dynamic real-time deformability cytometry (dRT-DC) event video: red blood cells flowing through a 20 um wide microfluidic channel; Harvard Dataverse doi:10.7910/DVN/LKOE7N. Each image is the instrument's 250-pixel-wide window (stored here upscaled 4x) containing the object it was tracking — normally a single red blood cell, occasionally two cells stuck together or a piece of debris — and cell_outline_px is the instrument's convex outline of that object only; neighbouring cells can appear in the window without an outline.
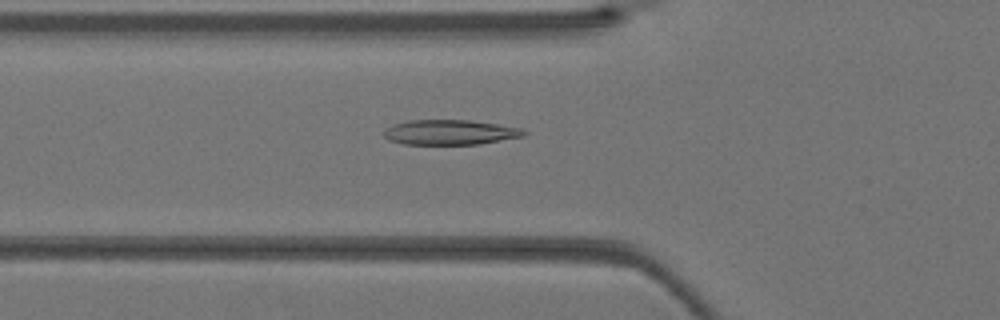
{"species": "Egyptian fruit bat (a non-hibernating species)", "species_latin": "Rousettus aegyptiacus", "temperature_condition": "warm", "stored_images_in_passage": 30, "camera_frame_rate_fps": 3000, "um_per_image_px": 0.085, "animal": {"sex": "female"}, "frame": {"image": 1, "passage_image": 5, "time_ms": 1.333, "image_size_px": [1000, 320], "cell_outline_px": [[528, 132], [524, 136], [480, 144], [404, 144], [388, 140], [384, 136], [384, 128], [408, 120], [468, 120], [496, 124], [520, 128]], "centroid_in_image_um": [38.24, 11.25], "position_along_channel_um": 87.6, "area_um2": 20.29}}
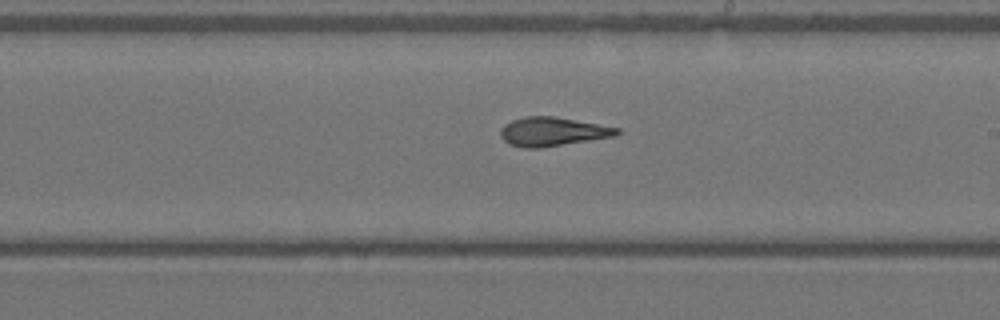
{"frame": {"image": 2, "passage_image": 14, "time_ms": 4.333, "image_size_px": [1000, 320], "cell_outline_px": [[620, 132], [616, 136], [540, 148], [524, 148], [508, 144], [500, 136], [500, 128], [504, 124], [512, 120], [524, 116], [552, 116], [620, 128]], "centroid_in_image_um": [46.93, 11.19], "position_along_channel_um": 242.1, "area_um2": 19.59}}
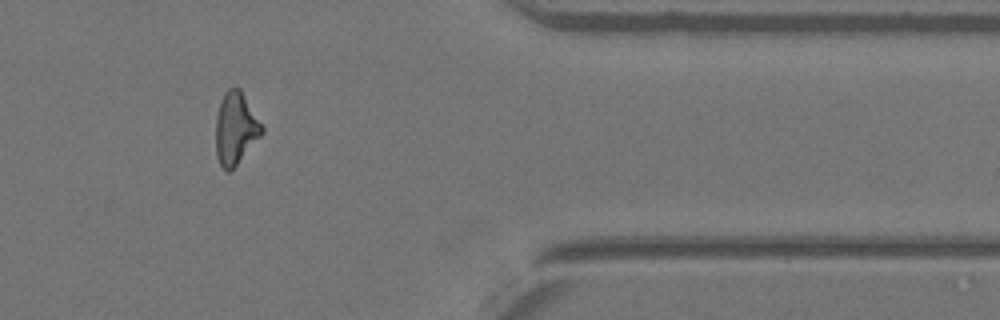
{"frame": {"image": 3, "passage_image": 24, "time_ms": 7.667, "image_size_px": [1000, 320], "cell_outline_px": [[264, 132], [236, 164], [228, 172], [220, 164], [216, 156], [216, 116], [220, 100], [224, 92], [228, 88], [240, 88], [264, 128]], "centroid_in_image_um": [20.01, 10.88], "position_along_channel_um": 391.4, "area_um2": 19.13}}